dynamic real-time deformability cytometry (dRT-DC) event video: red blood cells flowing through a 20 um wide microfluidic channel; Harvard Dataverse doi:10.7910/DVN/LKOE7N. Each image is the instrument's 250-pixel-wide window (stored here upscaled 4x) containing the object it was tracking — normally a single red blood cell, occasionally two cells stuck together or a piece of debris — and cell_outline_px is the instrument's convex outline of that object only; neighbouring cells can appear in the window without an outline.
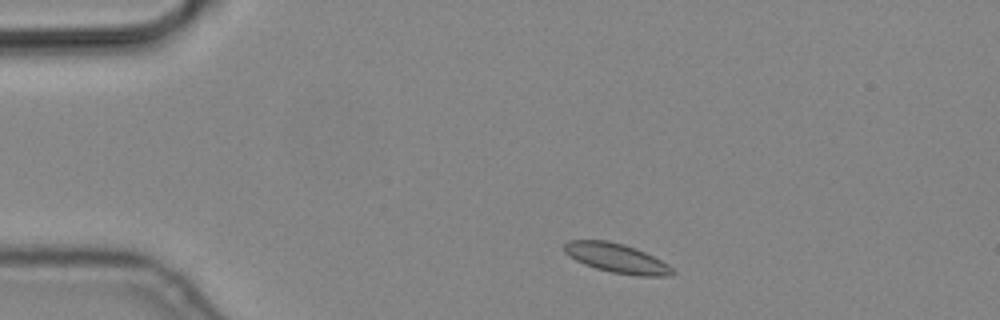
{"species": "common noctule bat (a hibernating species)", "species_latin": "Nyctalus noctula", "temperature_condition": "cold", "stored_images_in_passage": 3, "camera_frame_rate_fps": 3000, "um_per_image_px": 0.085, "animal": {"sex": "male", "body_mass_g": 19.2, "forearm_length_mm": 51.8}, "frame": {"image": 1, "passage_image": 1, "time_ms": 0.0, "image_size_px": [1000, 320], "cell_outline_px": [[676, 272], [668, 276], [636, 276], [612, 272], [596, 268], [584, 264], [576, 260], [564, 252], [564, 244], [568, 240], [608, 240], [624, 244], [636, 248], [668, 264]], "centroid_in_image_um": [52.41, 21.94], "position_along_channel_um": 32.6, "area_um2": 18.44}}